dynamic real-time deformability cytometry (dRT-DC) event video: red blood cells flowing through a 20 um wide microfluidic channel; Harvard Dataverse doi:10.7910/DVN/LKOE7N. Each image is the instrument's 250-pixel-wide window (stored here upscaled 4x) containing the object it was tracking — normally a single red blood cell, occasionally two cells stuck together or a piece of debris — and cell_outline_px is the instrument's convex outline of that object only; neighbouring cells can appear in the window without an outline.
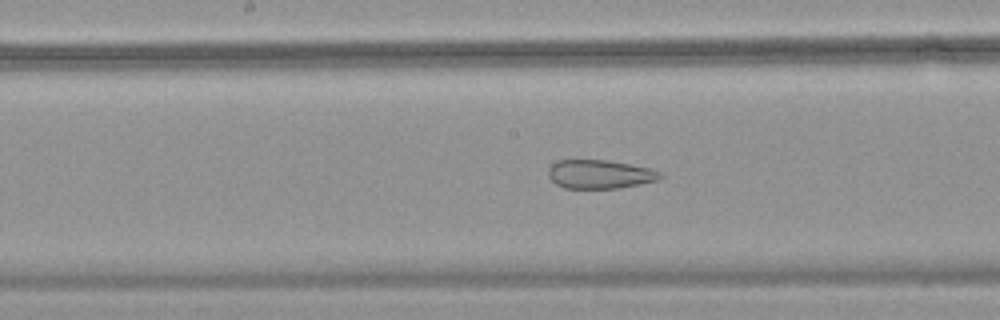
{"species": "common noctule bat (a hibernating species)", "species_latin": "Nyctalus noctula", "temperature_condition": "warm", "stored_images_in_passage": 56, "camera_frame_rate_fps": 3000, "um_per_image_px": 0.085, "animal": {"sex": "female", "body_mass_g": 18.4}, "frame": {"image": 1, "passage_image": 29, "time_ms": 9.333, "image_size_px": [1000, 320], "cell_outline_px": [[664, 176], [660, 180], [620, 188], [564, 188], [556, 184], [548, 176], [548, 168], [556, 160], [608, 160], [652, 168], [660, 172]], "centroid_in_image_um": [51.01, 14.81], "position_along_channel_um": 197.2, "area_um2": 18.96}}
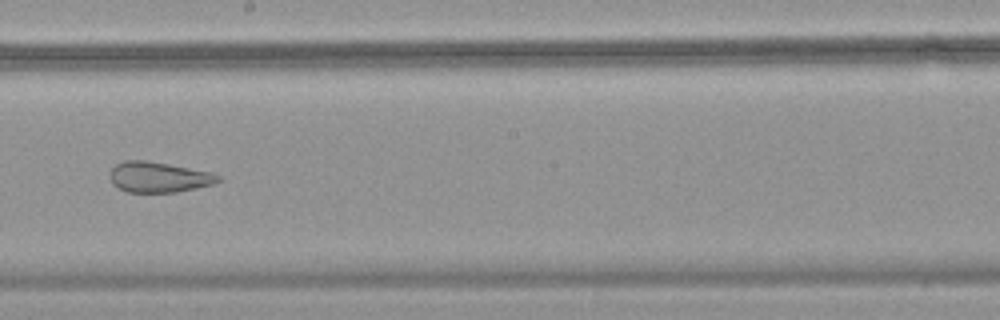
{"frame": {"image": 2, "passage_image": 32, "time_ms": 10.333, "image_size_px": [1000, 320], "cell_outline_px": [[220, 180], [216, 184], [176, 192], [128, 192], [112, 184], [108, 176], [108, 172], [116, 164], [124, 160], [144, 160], [168, 164], [212, 172], [220, 176]], "centroid_in_image_um": [13.47, 15.05], "position_along_channel_um": 234.7, "area_um2": 19.36}}
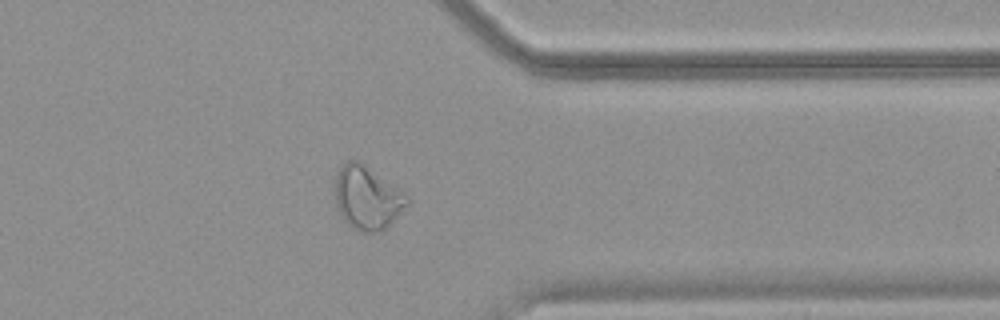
{"frame": {"image": 3, "passage_image": 44, "time_ms": 14.333, "image_size_px": [1000, 320], "cell_outline_px": [[408, 204], [380, 232], [364, 232], [352, 228], [340, 216], [336, 204], [332, 188], [336, 176], [344, 160], [356, 160], [364, 164], [400, 188], [408, 196]], "centroid_in_image_um": [31.16, 16.78], "position_along_channel_um": 380.2, "area_um2": 26.76}, "authors_computed_cell_mechanics": {"area_um2": 28.9289, "velocity_mm_per_s": 3.7663, "shape_relaxation_time_tau1_ms": null, "shape_relaxation_time_tau2_ms": 1.3766, "deformation_change_tau1": null, "deformation_change_tau2": 0.1011}}